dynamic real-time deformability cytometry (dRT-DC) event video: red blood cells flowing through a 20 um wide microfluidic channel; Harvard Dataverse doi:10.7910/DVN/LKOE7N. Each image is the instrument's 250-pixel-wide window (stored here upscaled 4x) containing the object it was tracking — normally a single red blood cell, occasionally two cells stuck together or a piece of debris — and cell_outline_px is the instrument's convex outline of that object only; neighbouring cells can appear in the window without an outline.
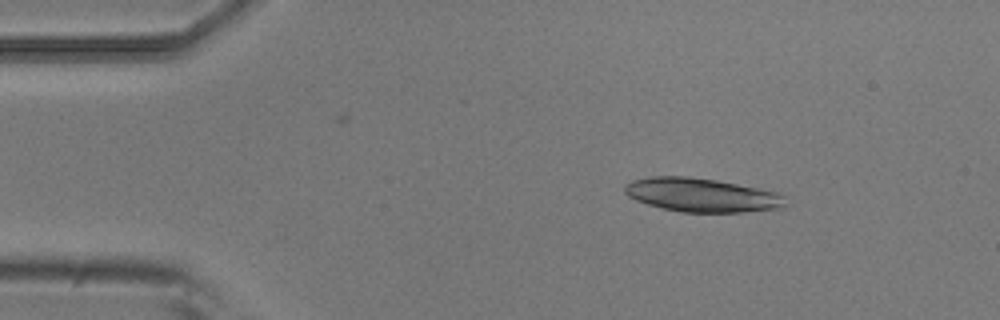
{"species": "common noctule bat (a hibernating species)", "species_latin": "Nyctalus noctula", "temperature_condition": "room temperature", "stored_images_in_passage": 3, "camera_frame_rate_fps": 3000, "um_per_image_px": 0.085, "animal": {"sex": "male", "body_mass_g": 20.5, "forearm_length_mm": 52.5}, "frame": {"image": 1, "passage_image": 1, "time_ms": 0.0, "image_size_px": [1000, 320], "cell_outline_px": [[788, 204], [784, 208], [744, 212], [680, 212], [648, 204], [636, 200], [628, 196], [624, 192], [624, 184], [632, 180], [652, 176], [688, 176], [716, 180], [776, 192], [784, 196]], "centroid_in_image_um": [59.65, 16.58], "position_along_channel_um": 25.4, "area_um2": 31.67}}